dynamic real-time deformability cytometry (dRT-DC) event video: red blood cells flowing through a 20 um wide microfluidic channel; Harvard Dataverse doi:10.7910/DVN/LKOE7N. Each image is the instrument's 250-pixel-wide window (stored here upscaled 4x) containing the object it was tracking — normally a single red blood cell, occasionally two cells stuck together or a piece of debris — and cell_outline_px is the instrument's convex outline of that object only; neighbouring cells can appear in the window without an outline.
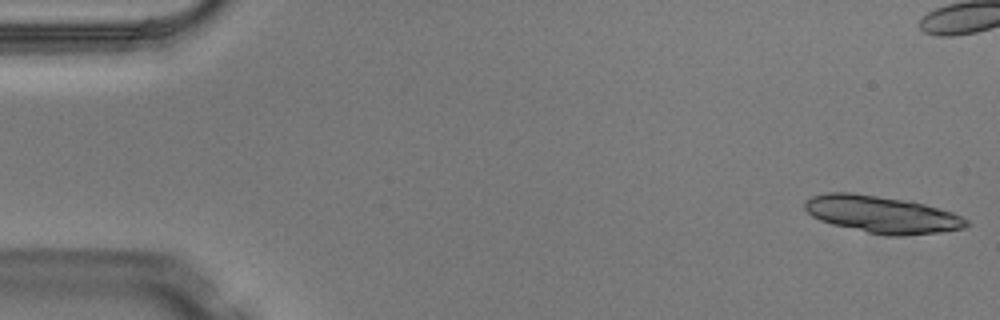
{"species": "Egyptian fruit bat (a non-hibernating species)", "species_latin": "Rousettus aegyptiacus", "temperature_condition": "warm", "stored_images_in_passage": 3, "camera_frame_rate_fps": 3000, "um_per_image_px": 0.085, "animal": {"sex": "male"}, "frame": {"image": 1, "passage_image": 1, "time_ms": 0.0, "image_size_px": [1000, 320], "cell_outline_px": [[968, 224], [964, 228], [936, 232], [904, 236], [888, 236], [868, 232], [832, 224], [820, 220], [812, 216], [804, 208], [804, 200], [812, 196], [828, 192], [852, 192], [912, 200], [952, 212], [968, 220]], "centroid_in_image_um": [74.94, 18.2], "position_along_channel_um": 10.1, "area_um2": 35.03}}
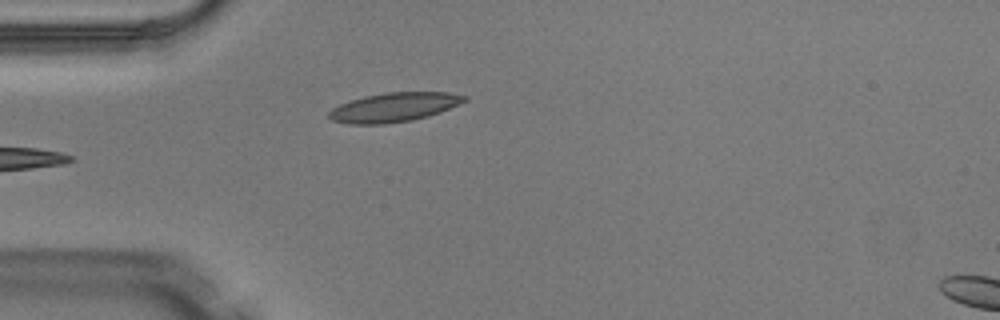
{"frame": {"image": 2, "passage_image": 2, "time_ms": 0.333, "image_size_px": [1000, 320], "cell_outline_px": [[468, 100], [440, 112], [428, 116], [412, 120], [384, 124], [348, 124], [332, 120], [328, 116], [328, 112], [332, 108], [340, 104], [364, 96], [384, 92], [448, 92], [468, 96]], "centroid_in_image_um": [33.49, 9.11], "position_along_channel_um": 51.5, "area_um2": 23.06}}